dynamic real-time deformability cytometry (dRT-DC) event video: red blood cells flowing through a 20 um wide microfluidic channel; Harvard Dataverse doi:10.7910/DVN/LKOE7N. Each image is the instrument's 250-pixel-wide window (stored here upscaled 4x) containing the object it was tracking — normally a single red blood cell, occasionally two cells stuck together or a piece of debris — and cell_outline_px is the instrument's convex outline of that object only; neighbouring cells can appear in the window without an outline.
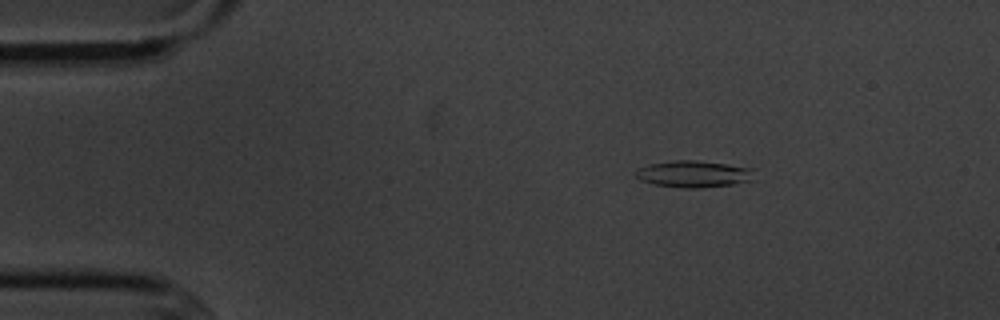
{"species": "common noctule bat (a hibernating species)", "species_latin": "Nyctalus noctula", "temperature_condition": "cold", "stored_images_in_passage": 6, "camera_frame_rate_fps": 3000, "um_per_image_px": 0.085, "animal": {"sex": "male", "body_mass_g": 20.1, "forearm_length_mm": 53.5}, "frame": {"image": 1, "passage_image": 3, "time_ms": 2.333, "image_size_px": [1000, 320], "cell_outline_px": [[756, 180], [732, 184], [700, 188], [684, 188], [652, 184], [640, 180], [636, 176], [636, 168], [648, 164], [676, 160], [696, 160], [752, 168]], "centroid_in_image_um": [58.96, 14.79], "position_along_channel_um": 26.0, "area_um2": 18.55}}